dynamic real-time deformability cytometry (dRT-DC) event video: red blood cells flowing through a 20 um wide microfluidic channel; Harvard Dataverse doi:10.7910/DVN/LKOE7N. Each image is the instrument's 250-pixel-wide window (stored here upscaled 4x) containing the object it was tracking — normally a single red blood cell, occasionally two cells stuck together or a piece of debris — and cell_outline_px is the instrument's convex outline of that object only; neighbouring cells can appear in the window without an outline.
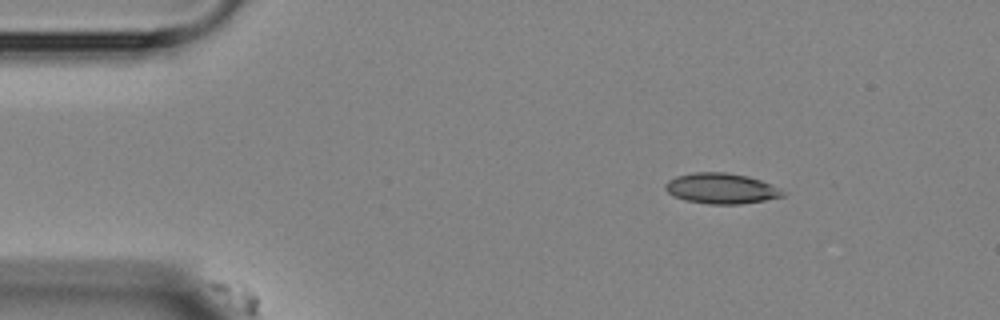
{"species": "Egyptian fruit bat (a non-hibernating species)", "species_latin": "Rousettus aegyptiacus", "temperature_condition": "room temperature", "stored_images_in_passage": 7, "camera_frame_rate_fps": 3000, "um_per_image_px": 0.085, "animal": {"sex": "female"}, "frame": {"image": 1, "passage_image": 2, "time_ms": 1.0, "image_size_px": [1000, 320], "cell_outline_px": [[788, 192], [784, 196], [764, 200], [740, 204], [708, 204], [684, 200], [672, 196], [664, 188], [664, 184], [668, 180], [676, 176], [692, 172], [728, 172], [748, 176], [760, 180], [780, 188]], "centroid_in_image_um": [61.29, 16.01], "position_along_channel_um": 23.7, "area_um2": 21.15}}